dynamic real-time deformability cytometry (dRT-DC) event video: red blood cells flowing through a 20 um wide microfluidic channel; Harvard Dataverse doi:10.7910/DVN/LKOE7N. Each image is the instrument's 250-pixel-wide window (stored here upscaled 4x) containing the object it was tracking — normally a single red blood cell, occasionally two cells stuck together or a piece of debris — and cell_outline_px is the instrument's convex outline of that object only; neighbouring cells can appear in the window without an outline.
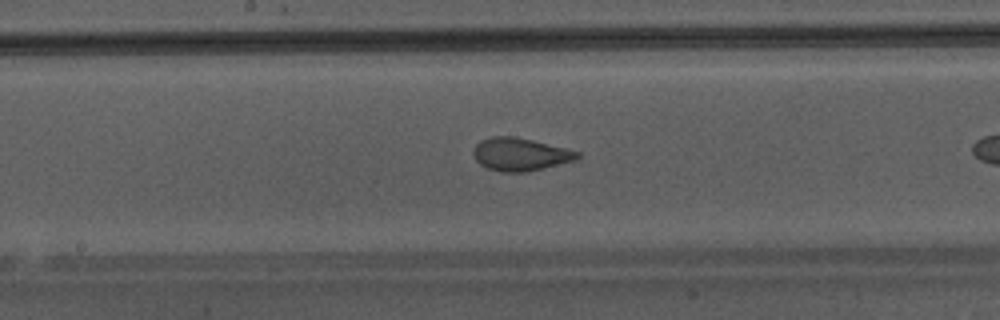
{"species": "Egyptian fruit bat (a non-hibernating species)", "species_latin": "Rousettus aegyptiacus", "temperature_condition": "warm", "stored_images_in_passage": 16, "camera_frame_rate_fps": 3000, "um_per_image_px": 0.085, "animal": {"sex": "male"}, "frame": {"image": 1, "passage_image": 12, "time_ms": 3.667, "image_size_px": [1000, 320], "cell_outline_px": [[580, 156], [572, 160], [544, 168], [528, 172], [500, 172], [488, 168], [480, 164], [476, 160], [472, 152], [476, 144], [480, 140], [492, 136], [512, 136], [532, 140], [568, 148], [580, 152]], "centroid_in_image_um": [44.19, 13.11], "position_along_channel_um": 204.0, "area_um2": 19.88}}